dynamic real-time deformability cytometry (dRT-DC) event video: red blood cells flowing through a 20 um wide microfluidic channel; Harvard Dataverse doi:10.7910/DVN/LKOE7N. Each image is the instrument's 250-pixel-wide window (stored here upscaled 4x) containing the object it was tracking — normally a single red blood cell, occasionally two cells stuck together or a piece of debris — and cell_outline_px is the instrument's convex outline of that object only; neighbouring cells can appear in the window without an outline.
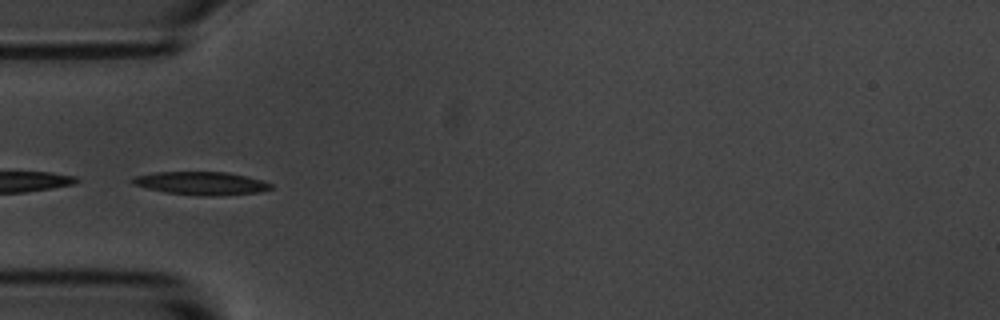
{"species": "common noctule bat (a hibernating species)", "species_latin": "Nyctalus noctula", "temperature_condition": "room temperature", "stored_images_in_passage": 39, "camera_frame_rate_fps": 3000, "um_per_image_px": 0.085, "animal": {"sex": "male", "body_mass_g": 20.1, "forearm_length_mm": 53.5}, "frame": {"image": 1, "passage_image": 1, "time_ms": 0.0, "image_size_px": [1000, 320], "cell_outline_px": [[272, 188], [260, 192], [220, 196], [200, 196], [164, 192], [132, 184], [128, 180], [136, 176], [156, 172], [228, 172], [260, 180], [272, 184]], "centroid_in_image_um": [17.08, 15.59], "position_along_channel_um": 67.9, "area_um2": 18.67}}
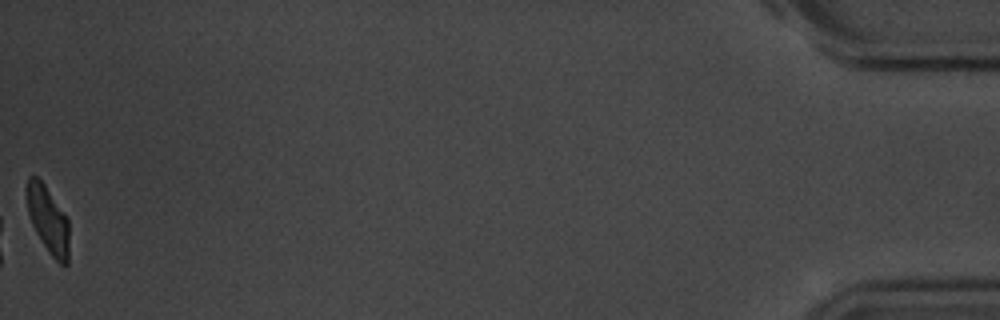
{"frame": {"image": 2, "passage_image": 39, "time_ms": 12.667, "image_size_px": [1000, 320], "cell_outline_px": [[68, 264], [60, 264], [48, 252], [36, 232], [32, 224], [28, 212], [24, 192], [24, 188], [28, 176], [36, 176], [44, 184], [68, 220]], "centroid_in_image_um": [4.03, 18.63], "position_along_channel_um": 431.2, "area_um2": 16.47}, "authors_computed_cell_mechanics": {"area_um2": 18.3226, "velocity_mm_per_s": 3.6445, "shape_relaxation_time_tau1_ms": 2.2413, "shape_relaxation_time_tau2_ms": 2.1022, "deformation_change_tau1": 0.1264, "deformation_change_tau2": 0.0867}}